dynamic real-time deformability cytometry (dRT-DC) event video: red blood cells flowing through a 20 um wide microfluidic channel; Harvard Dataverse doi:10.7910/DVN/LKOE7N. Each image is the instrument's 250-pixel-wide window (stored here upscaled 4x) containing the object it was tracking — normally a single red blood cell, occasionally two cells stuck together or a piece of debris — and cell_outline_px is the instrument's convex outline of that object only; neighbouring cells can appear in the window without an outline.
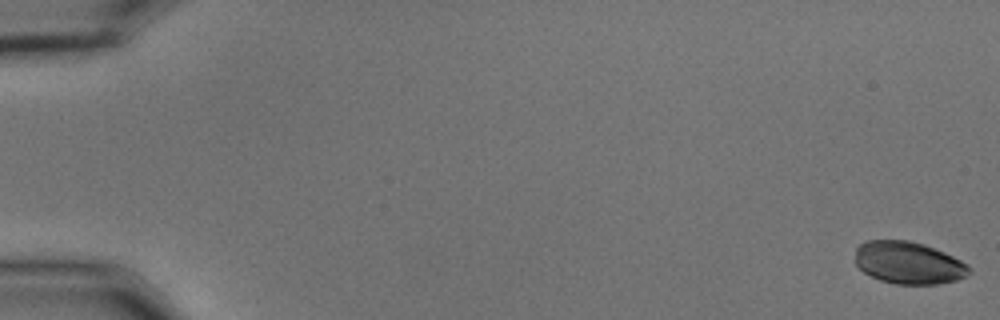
{"species": "common noctule bat (a hibernating species)", "species_latin": "Nyctalus noctula", "temperature_condition": "cold", "stored_images_in_passage": 56, "camera_frame_rate_fps": 3000, "um_per_image_px": 0.085, "animal": {"sex": "male", "body_mass_g": 15.6}, "frame": {"image": 1, "passage_image": 1, "time_ms": 0.0, "image_size_px": [1000, 320], "cell_outline_px": [[972, 272], [956, 280], [940, 284], [896, 284], [880, 280], [864, 272], [856, 264], [856, 248], [864, 240], [908, 240], [924, 244], [944, 252], [968, 264], [972, 268]], "centroid_in_image_um": [77.24, 22.33], "position_along_channel_um": 7.8, "area_um2": 28.15}}
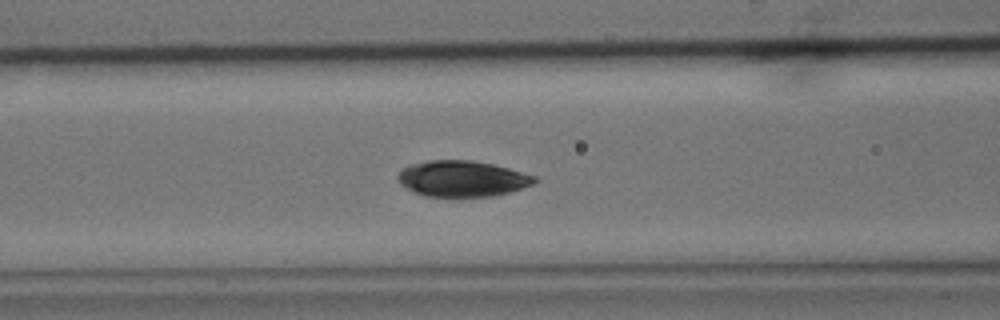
{"frame": {"image": 2, "passage_image": 24, "time_ms": 7.667, "image_size_px": [1000, 320], "cell_outline_px": [[540, 180], [532, 184], [508, 192], [492, 196], [428, 196], [416, 192], [400, 184], [396, 176], [408, 164], [428, 160], [472, 160], [492, 164], [508, 168], [536, 176]], "centroid_in_image_um": [39.28, 15.17], "position_along_channel_um": 127.3, "area_um2": 28.38}}
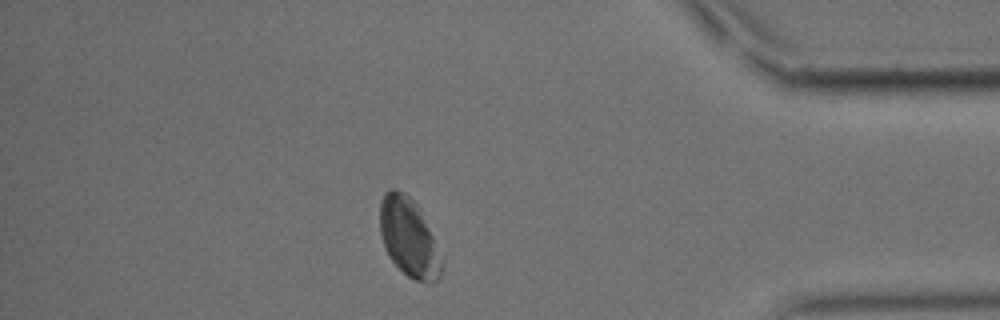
{"frame": {"image": 3, "passage_image": 49, "time_ms": 16.0, "image_size_px": [1000, 320], "cell_outline_px": [[440, 276], [432, 284], [416, 280], [408, 276], [388, 256], [384, 248], [380, 232], [380, 200], [384, 192], [392, 188], [396, 188], [404, 192], [420, 208], [432, 236], [440, 264]], "centroid_in_image_um": [34.68, 20.14], "position_along_channel_um": 400.5, "area_um2": 27.63}}